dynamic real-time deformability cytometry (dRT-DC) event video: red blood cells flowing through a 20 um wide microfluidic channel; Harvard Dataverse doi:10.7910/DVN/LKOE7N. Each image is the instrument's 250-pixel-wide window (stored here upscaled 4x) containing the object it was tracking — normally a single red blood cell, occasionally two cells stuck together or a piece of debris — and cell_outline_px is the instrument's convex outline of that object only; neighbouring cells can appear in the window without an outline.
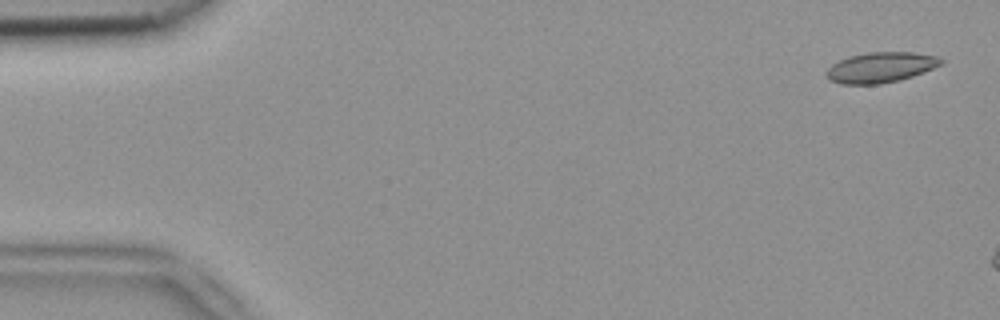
{"species": "common noctule bat (a hibernating species)", "species_latin": "Nyctalus noctula", "temperature_condition": "room temperature", "stored_images_in_passage": 3, "camera_frame_rate_fps": 3000, "um_per_image_px": 0.085, "animal": {"sex": "female", "body_mass_g": 18.4}, "frame": {"image": 1, "passage_image": 1, "time_ms": 0.0, "image_size_px": [1000, 320], "cell_outline_px": [[944, 60], [940, 64], [932, 68], [912, 76], [900, 80], [880, 84], [840, 84], [828, 80], [824, 72], [832, 64], [848, 56], [868, 52], [912, 52], [936, 56]], "centroid_in_image_um": [74.79, 5.73], "position_along_channel_um": 10.2, "area_um2": 20.29}}